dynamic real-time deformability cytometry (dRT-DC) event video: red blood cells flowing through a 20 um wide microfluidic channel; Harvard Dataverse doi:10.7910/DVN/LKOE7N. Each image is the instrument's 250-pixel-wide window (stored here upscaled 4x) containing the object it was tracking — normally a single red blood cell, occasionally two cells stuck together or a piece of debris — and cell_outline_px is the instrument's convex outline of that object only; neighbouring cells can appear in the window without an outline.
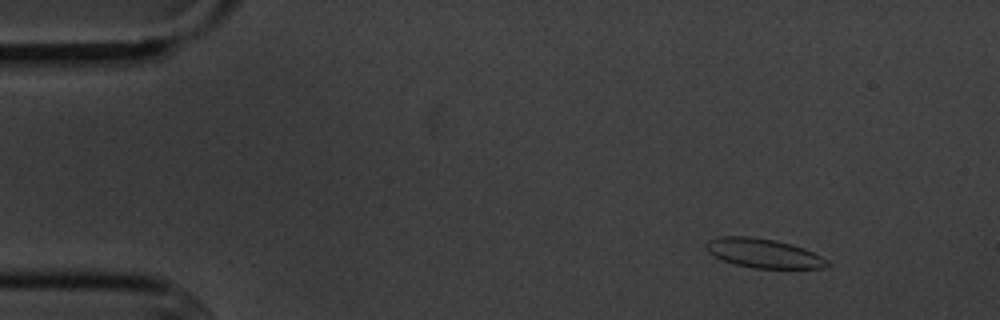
{"species": "common noctule bat (a hibernating species)", "species_latin": "Nyctalus noctula", "temperature_condition": "cold", "stored_images_in_passage": 9, "camera_frame_rate_fps": 3000, "um_per_image_px": 0.085, "animal": {"sex": "male", "body_mass_g": 20.1, "forearm_length_mm": 53.5}, "frame": {"image": 1, "passage_image": 1, "time_ms": 0.0, "image_size_px": [1000, 320], "cell_outline_px": [[832, 264], [824, 268], [752, 268], [736, 264], [724, 260], [708, 252], [704, 244], [708, 240], [720, 236], [748, 236], [776, 240], [792, 244], [804, 248], [828, 260]], "centroid_in_image_um": [64.91, 21.52], "position_along_channel_um": 20.1, "area_um2": 20.58}}
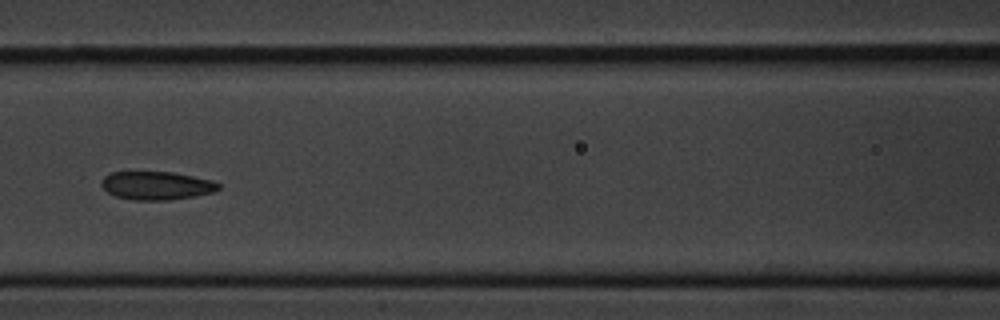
{"frame": {"image": 2, "passage_image": 6, "time_ms": 6.0, "image_size_px": [1000, 320], "cell_outline_px": [[220, 188], [216, 192], [196, 196], [168, 200], [132, 200], [116, 196], [108, 192], [100, 184], [100, 180], [104, 176], [112, 172], [172, 172], [212, 180], [220, 184]], "centroid_in_image_um": [13.32, 15.78], "position_along_channel_um": 153.3, "area_um2": 19.42}}
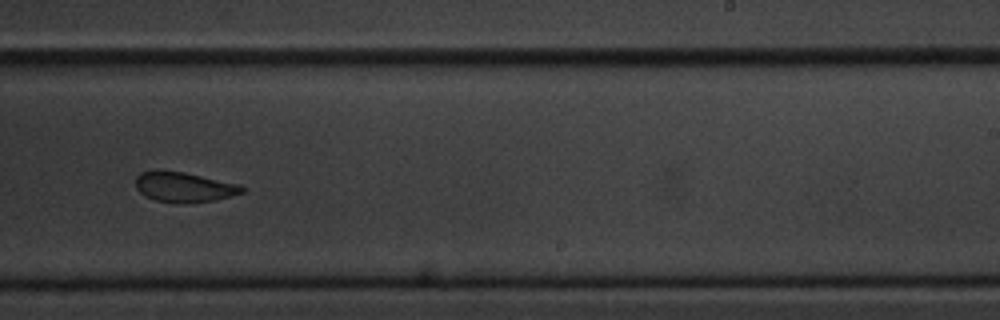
{"frame": {"image": 3, "passage_image": 9, "time_ms": 9.333, "image_size_px": [1000, 320], "cell_outline_px": [[244, 192], [212, 200], [184, 204], [180, 204], [156, 200], [144, 196], [136, 188], [136, 176], [140, 172], [184, 172], [240, 184], [244, 188]], "centroid_in_image_um": [15.64, 15.92], "position_along_channel_um": 273.4, "area_um2": 18.26}}